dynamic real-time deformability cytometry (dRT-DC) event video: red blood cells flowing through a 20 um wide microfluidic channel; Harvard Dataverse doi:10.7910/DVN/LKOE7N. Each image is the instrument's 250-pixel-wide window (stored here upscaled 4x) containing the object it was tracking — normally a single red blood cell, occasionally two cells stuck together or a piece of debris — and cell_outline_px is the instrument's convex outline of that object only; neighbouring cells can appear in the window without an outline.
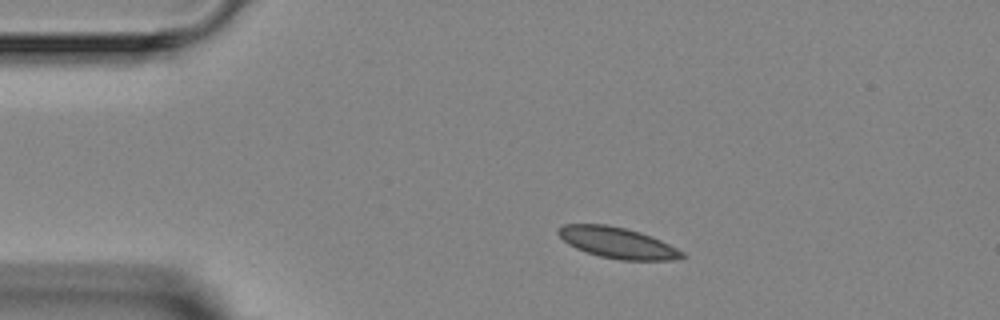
{"species": "Egyptian fruit bat (a non-hibernating species)", "species_latin": "Rousettus aegyptiacus", "temperature_condition": "room temperature", "stored_images_in_passage": 2, "camera_frame_rate_fps": 3000, "um_per_image_px": 0.085, "animal": {"sex": "female"}, "frame": {"image": 1, "passage_image": 1, "time_ms": 0.0, "image_size_px": [1000, 320], "cell_outline_px": [[688, 256], [672, 260], [620, 260], [600, 256], [576, 248], [568, 244], [556, 232], [556, 228], [564, 224], [608, 224], [640, 232], [660, 240], [684, 252]], "centroid_in_image_um": [52.47, 20.63], "position_along_channel_um": 32.5, "area_um2": 22.25}}